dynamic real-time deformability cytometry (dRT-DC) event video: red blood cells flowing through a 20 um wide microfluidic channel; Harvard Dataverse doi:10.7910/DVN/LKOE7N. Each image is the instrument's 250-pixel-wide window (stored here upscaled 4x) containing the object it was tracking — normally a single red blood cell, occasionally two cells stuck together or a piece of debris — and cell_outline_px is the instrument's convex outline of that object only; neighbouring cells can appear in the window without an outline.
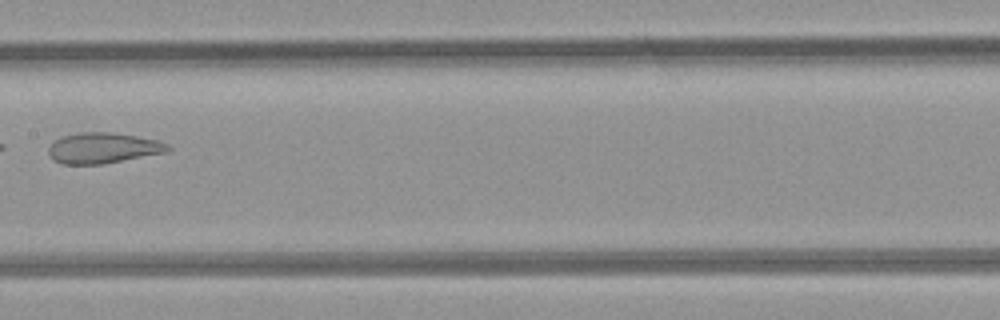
{"species": "common noctule bat (a hibernating species)", "species_latin": "Nyctalus noctula", "temperature_condition": "room temperature", "stored_images_in_passage": 7, "camera_frame_rate_fps": 3000, "um_per_image_px": 0.085, "animal": {"sex": "female", "body_mass_g": 21.9}, "frame": {"image": 1, "passage_image": 7, "time_ms": 7.667, "image_size_px": [1000, 320], "cell_outline_px": [[172, 148], [168, 152], [104, 164], [64, 164], [52, 160], [48, 152], [48, 148], [60, 136], [80, 132], [108, 132], [136, 136], [160, 140], [168, 144]], "centroid_in_image_um": [8.78, 12.58], "position_along_channel_um": 198.6, "area_um2": 21.5}}